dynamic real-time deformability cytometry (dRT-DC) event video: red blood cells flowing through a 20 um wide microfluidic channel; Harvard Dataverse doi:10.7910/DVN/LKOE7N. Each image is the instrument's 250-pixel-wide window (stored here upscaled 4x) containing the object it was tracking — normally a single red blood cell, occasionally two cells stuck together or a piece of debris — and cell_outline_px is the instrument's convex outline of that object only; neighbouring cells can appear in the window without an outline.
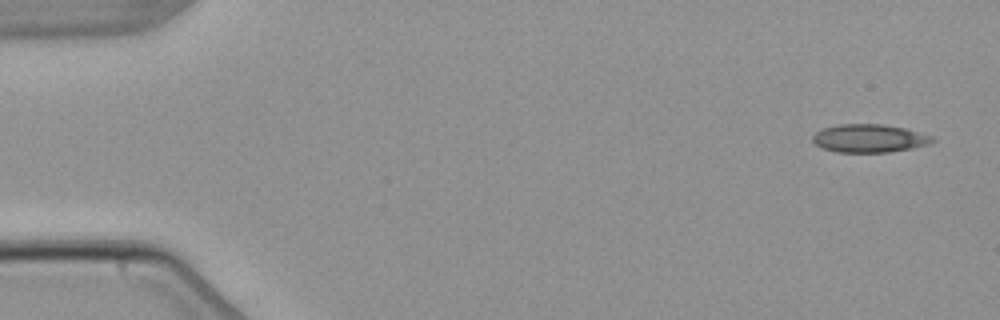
{"species": "common noctule bat (a hibernating species)", "species_latin": "Nyctalus noctula", "temperature_condition": "warm", "stored_images_in_passage": 5, "camera_frame_rate_fps": 3000, "um_per_image_px": 0.085, "animal": {"sex": "male", "body_mass_g": 21.5, "forearm_length_mm": 52.0}, "frame": {"image": 1, "passage_image": 1, "time_ms": 0.0, "image_size_px": [1000, 320], "cell_outline_px": [[936, 140], [928, 144], [912, 148], [888, 152], [836, 152], [824, 148], [816, 144], [812, 140], [812, 136], [816, 132], [824, 128], [840, 124], [880, 124], [904, 128], [932, 136]], "centroid_in_image_um": [73.88, 11.76], "position_along_channel_um": 11.1, "area_um2": 19.42}}